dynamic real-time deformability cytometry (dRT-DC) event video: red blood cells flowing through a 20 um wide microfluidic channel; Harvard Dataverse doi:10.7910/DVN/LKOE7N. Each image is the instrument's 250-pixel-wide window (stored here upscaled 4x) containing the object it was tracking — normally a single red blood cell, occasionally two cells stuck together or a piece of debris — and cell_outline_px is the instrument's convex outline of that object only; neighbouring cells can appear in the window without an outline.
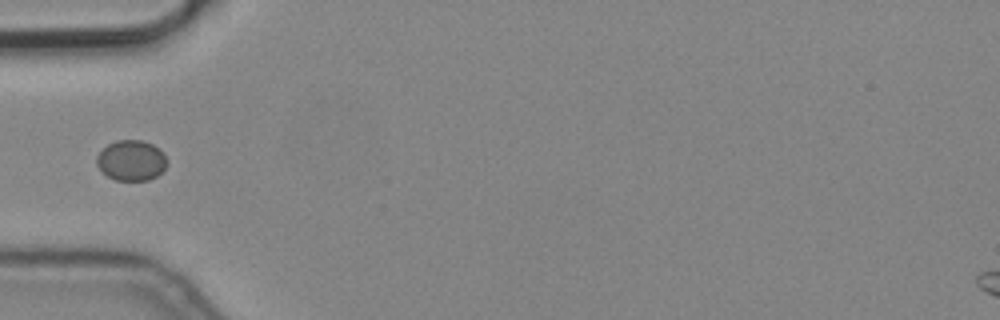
{"species": "common noctule bat (a hibernating species)", "species_latin": "Nyctalus noctula", "temperature_condition": "cold", "stored_images_in_passage": 5, "camera_frame_rate_fps": 3000, "um_per_image_px": 0.085, "animal": {"sex": "male", "body_mass_g": 19.2, "forearm_length_mm": 51.8}, "frame": {"image": 1, "passage_image": 3, "time_ms": 0.667, "image_size_px": [1000, 320], "cell_outline_px": [[168, 164], [156, 176], [148, 180], [116, 180], [100, 172], [96, 164], [96, 156], [108, 144], [116, 140], [140, 140], [152, 144], [164, 152], [168, 160]], "centroid_in_image_um": [11.15, 13.63], "position_along_channel_um": 73.8, "area_um2": 16.7}}
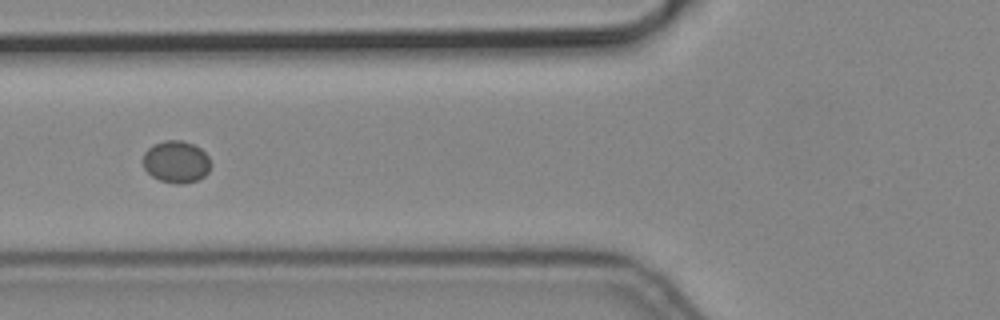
{"frame": {"image": 2, "passage_image": 4, "time_ms": 1.0, "image_size_px": [1000, 320], "cell_outline_px": [[212, 164], [208, 172], [204, 176], [196, 180], [184, 184], [176, 184], [160, 180], [152, 176], [144, 168], [144, 152], [152, 144], [164, 140], [180, 140], [192, 144], [200, 148], [208, 156]], "centroid_in_image_um": [14.98, 13.75], "position_along_channel_um": 110.8, "area_um2": 16.65}}
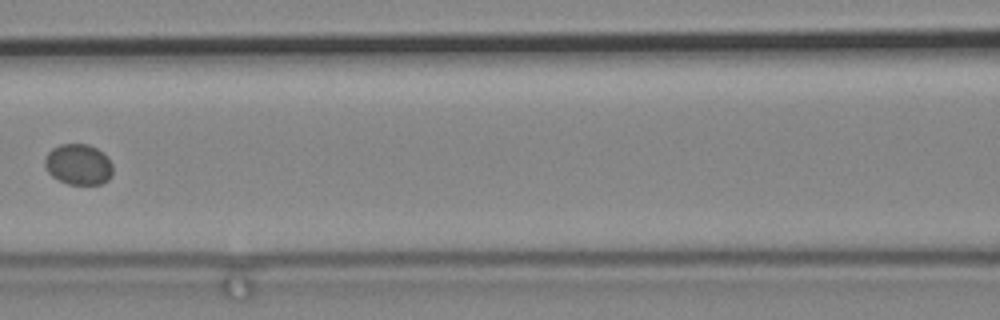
{"frame": {"image": 3, "passage_image": 5, "time_ms": 1.333, "image_size_px": [1000, 320], "cell_outline_px": [[112, 176], [108, 180], [100, 184], [68, 184], [52, 176], [48, 172], [44, 164], [44, 160], [48, 152], [52, 148], [60, 144], [88, 144], [96, 148], [108, 156], [112, 164]], "centroid_in_image_um": [6.67, 13.97], "position_along_channel_um": 159.9, "area_um2": 16.24}}